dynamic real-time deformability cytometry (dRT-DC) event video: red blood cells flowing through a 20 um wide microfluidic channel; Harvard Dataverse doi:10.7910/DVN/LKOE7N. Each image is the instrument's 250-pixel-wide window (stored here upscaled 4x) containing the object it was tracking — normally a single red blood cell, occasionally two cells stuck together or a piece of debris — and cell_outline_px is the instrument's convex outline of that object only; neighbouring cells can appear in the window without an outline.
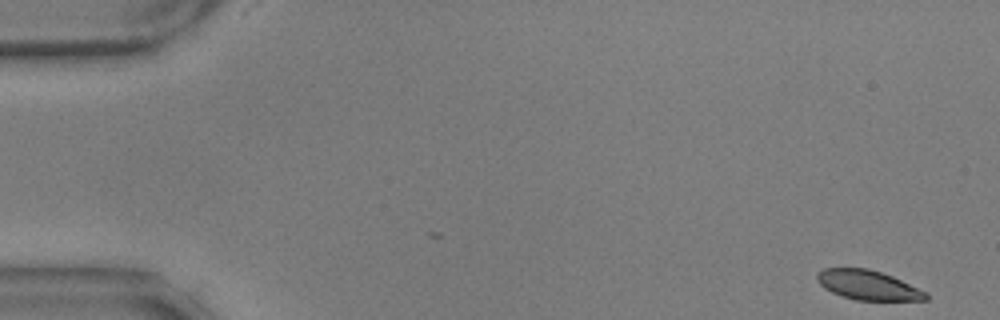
{"species": "common noctule bat (a hibernating species)", "species_latin": "Nyctalus noctula", "temperature_condition": "warm", "stored_images_in_passage": 56, "camera_frame_rate_fps": 3000, "um_per_image_px": 0.085, "animal": {"sex": "male", "body_mass_g": 17.9, "forearm_length_mm": 54.2}, "frame": {"image": 1, "passage_image": 1, "time_ms": 0.0, "image_size_px": [1000, 320], "cell_outline_px": [[928, 300], [856, 300], [840, 296], [824, 288], [816, 280], [816, 276], [824, 268], [868, 268], [892, 276], [928, 292]], "centroid_in_image_um": [73.78, 24.24], "position_along_channel_um": 11.2, "area_um2": 18.73}}
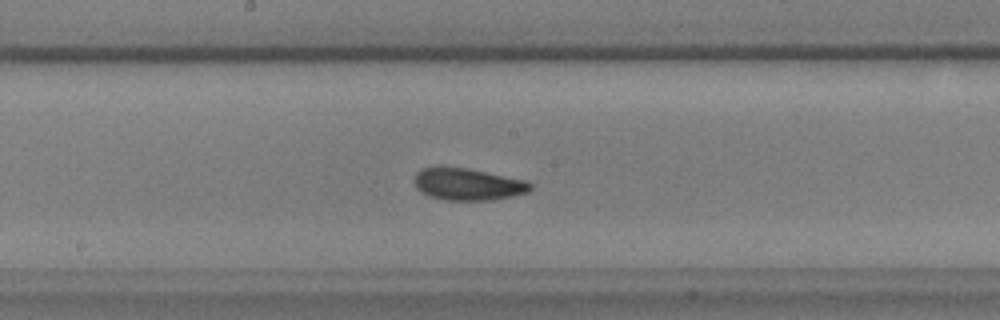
{"frame": {"image": 2, "passage_image": 29, "time_ms": 9.333, "image_size_px": [1000, 320], "cell_outline_px": [[532, 188], [528, 192], [512, 196], [492, 200], [444, 200], [428, 196], [420, 192], [416, 188], [412, 180], [416, 172], [424, 168], [440, 164], [468, 168], [524, 180], [532, 184]], "centroid_in_image_um": [39.67, 15.64], "position_along_channel_um": 208.5, "area_um2": 22.2}}
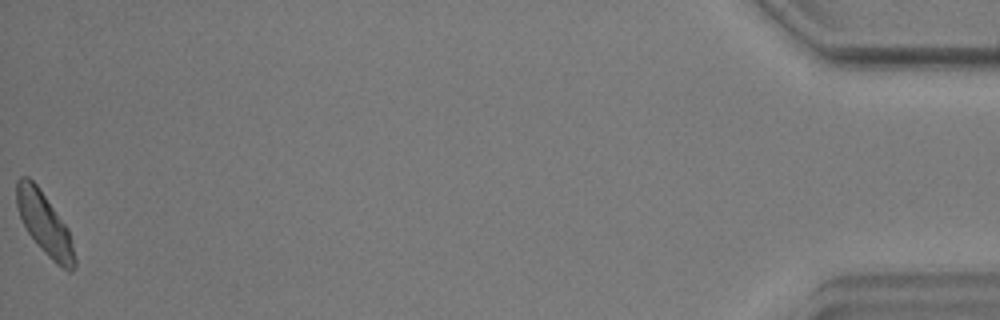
{"frame": {"image": 3, "passage_image": 56, "time_ms": 18.333, "image_size_px": [1000, 320], "cell_outline_px": [[76, 268], [72, 272], [68, 272], [56, 264], [44, 252], [28, 232], [20, 216], [16, 204], [16, 180], [20, 176], [28, 176], [36, 184], [68, 228], [76, 260]], "centroid_in_image_um": [3.79, 19.04], "position_along_channel_um": 431.4, "area_um2": 20.81}, "authors_computed_cell_mechanics": {"area_um2": 20.8658, "velocity_mm_per_s": 3.5298, "shape_relaxation_time_tau1_ms": 3.3776, "shape_relaxation_time_tau2_ms": 3.4127, "deformation_change_tau1": 0.0935, "deformation_change_tau2": 0.0958}}